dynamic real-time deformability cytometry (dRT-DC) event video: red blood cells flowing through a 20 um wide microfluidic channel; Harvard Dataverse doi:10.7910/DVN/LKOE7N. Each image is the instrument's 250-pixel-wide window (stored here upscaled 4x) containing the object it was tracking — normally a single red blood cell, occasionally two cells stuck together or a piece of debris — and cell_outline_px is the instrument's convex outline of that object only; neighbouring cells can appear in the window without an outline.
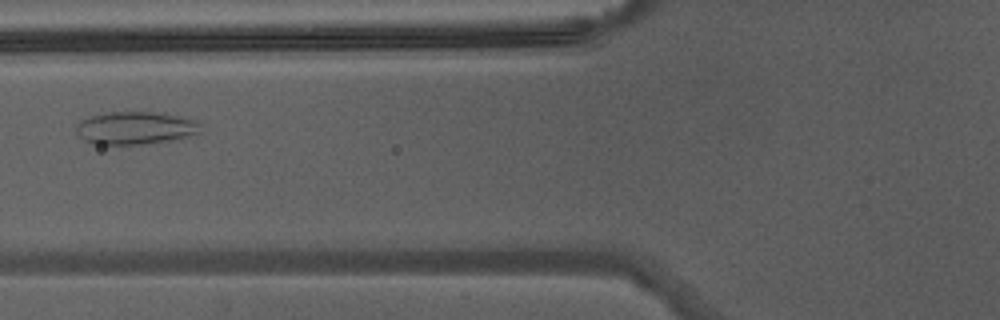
{"species": "Egyptian fruit bat (a non-hibernating species)", "species_latin": "Rousettus aegyptiacus", "temperature_condition": "warm", "stored_images_in_passage": 29, "camera_frame_rate_fps": 3000, "um_per_image_px": 0.085, "animal": {"sex": "male"}, "frame": {"image": 1, "passage_image": 5, "time_ms": 1.333, "image_size_px": [1000, 320], "cell_outline_px": [[200, 132], [188, 136], [168, 140], [140, 144], [92, 144], [84, 140], [76, 132], [76, 124], [80, 120], [104, 112], [152, 112], [200, 120]], "centroid_in_image_um": [11.47, 10.87], "position_along_channel_um": 114.3, "area_um2": 23.58}}